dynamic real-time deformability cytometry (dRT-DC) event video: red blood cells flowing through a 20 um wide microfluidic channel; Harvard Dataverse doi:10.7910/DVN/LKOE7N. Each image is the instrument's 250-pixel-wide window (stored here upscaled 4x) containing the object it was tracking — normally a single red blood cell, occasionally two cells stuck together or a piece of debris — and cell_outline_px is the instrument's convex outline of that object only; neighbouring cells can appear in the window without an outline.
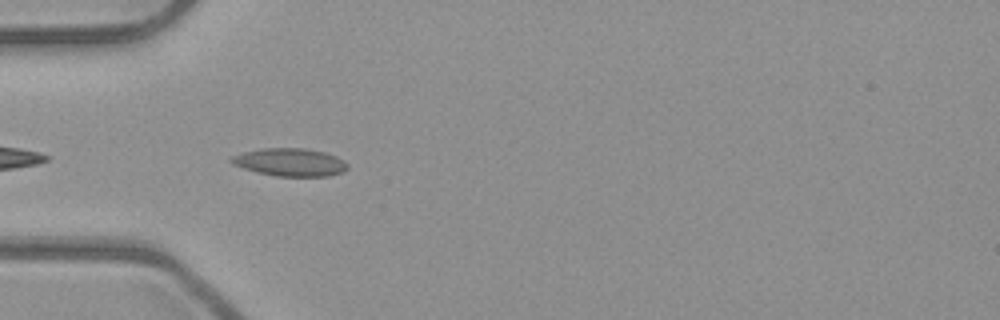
{"species": "common noctule bat (a hibernating species)", "species_latin": "Nyctalus noctula", "temperature_condition": "room temperature", "stored_images_in_passage": 5, "camera_frame_rate_fps": 3000, "um_per_image_px": 0.085, "animal": {"sex": "male", "body_mass_g": 23.1, "forearm_length_mm": 52.7}, "frame": {"image": 1, "passage_image": 4, "time_ms": 1.0, "image_size_px": [1000, 320], "cell_outline_px": [[348, 168], [344, 172], [328, 176], [276, 176], [256, 172], [232, 164], [228, 160], [232, 156], [244, 152], [264, 148], [304, 148], [324, 152], [336, 156], [344, 160], [348, 164]], "centroid_in_image_um": [24.67, 13.79], "position_along_channel_um": 60.3, "area_um2": 18.9}}
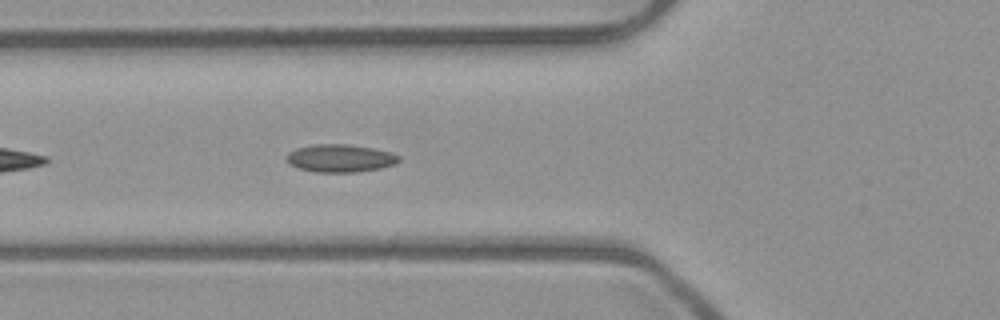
{"frame": {"image": 2, "passage_image": 5, "time_ms": 1.333, "image_size_px": [1000, 320], "cell_outline_px": [[400, 160], [396, 164], [380, 168], [356, 172], [316, 172], [300, 168], [288, 164], [284, 156], [288, 152], [296, 148], [312, 144], [348, 144], [372, 148], [388, 152], [400, 156]], "centroid_in_image_um": [28.87, 13.44], "position_along_channel_um": 96.9, "area_um2": 18.26}}